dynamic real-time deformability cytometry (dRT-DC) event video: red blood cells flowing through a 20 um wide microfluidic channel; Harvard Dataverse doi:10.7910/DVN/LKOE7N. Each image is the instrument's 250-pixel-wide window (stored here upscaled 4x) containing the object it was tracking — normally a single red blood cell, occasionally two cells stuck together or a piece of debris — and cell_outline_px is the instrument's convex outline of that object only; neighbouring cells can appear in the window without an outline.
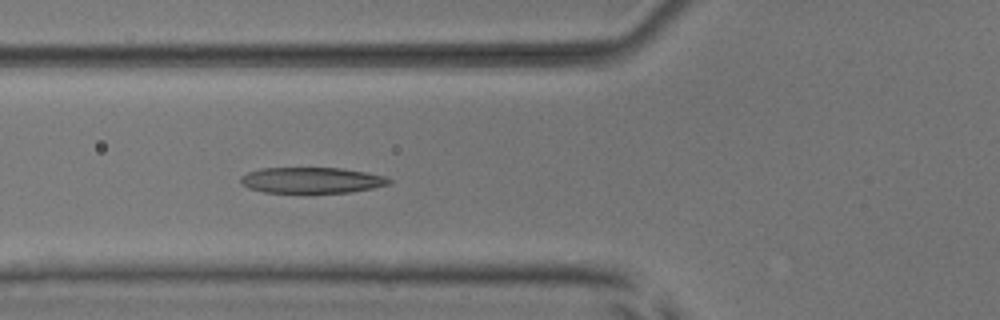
{"species": "common noctule bat (a hibernating species)", "species_latin": "Nyctalus noctula", "temperature_condition": "room temperature", "stored_images_in_passage": 5, "camera_frame_rate_fps": 3000, "um_per_image_px": 0.085, "animal": {"sex": "male", "body_mass_g": 17.9, "forearm_length_mm": 54.2}, "frame": {"image": 1, "passage_image": 5, "time_ms": 5.333, "image_size_px": [1000, 320], "cell_outline_px": [[392, 184], [372, 188], [348, 192], [308, 196], [264, 192], [248, 188], [240, 184], [240, 176], [248, 172], [260, 168], [340, 168], [364, 172], [384, 176], [392, 180]], "centroid_in_image_um": [26.44, 15.37], "position_along_channel_um": 99.4, "area_um2": 23.47}}